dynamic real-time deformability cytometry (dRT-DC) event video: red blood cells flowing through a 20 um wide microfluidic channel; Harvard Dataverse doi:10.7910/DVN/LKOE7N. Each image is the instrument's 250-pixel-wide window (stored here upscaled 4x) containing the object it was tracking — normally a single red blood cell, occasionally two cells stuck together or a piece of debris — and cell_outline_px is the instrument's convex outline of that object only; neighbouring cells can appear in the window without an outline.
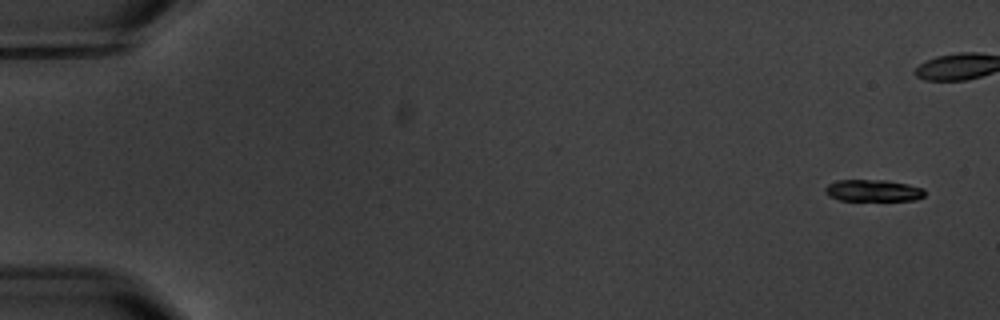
{"species": "common noctule bat (a hibernating species)", "species_latin": "Nyctalus noctula", "temperature_condition": "warm", "stored_images_in_passage": 6, "segment_of_instrument_passage": [2, 2], "camera_frame_rate_fps": 3000, "um_per_image_px": 0.085, "animal": {"sex": "male", "body_mass_g": 20.1, "forearm_length_mm": 53.5}, "frame": {"image": 1, "passage_image": 6, "time_ms": 9.0, "image_size_px": [1000, 320], "cell_outline_px": [[924, 196], [916, 200], [840, 200], [828, 196], [824, 192], [824, 188], [828, 184], [836, 180], [884, 180], [908, 184], [924, 188]], "centroid_in_image_um": [74.19, 16.19], "position_along_channel_um": 10.8, "area_um2": 12.66}}